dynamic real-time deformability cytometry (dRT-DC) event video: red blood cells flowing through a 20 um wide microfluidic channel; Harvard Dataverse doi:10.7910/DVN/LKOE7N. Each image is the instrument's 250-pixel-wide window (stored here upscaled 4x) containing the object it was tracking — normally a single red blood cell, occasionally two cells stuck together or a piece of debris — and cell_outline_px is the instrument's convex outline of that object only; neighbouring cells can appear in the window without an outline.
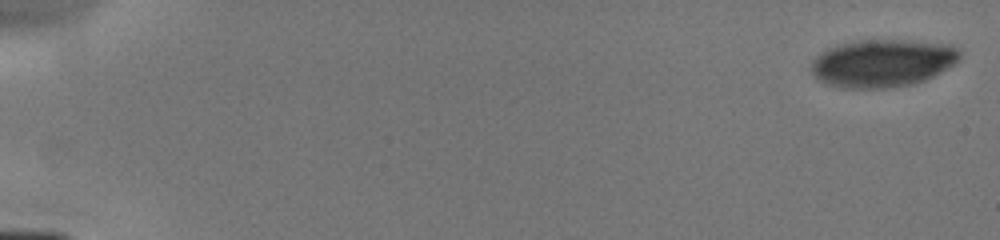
{"species": "human", "species_latin": "Homo sapiens", "temperature_condition": "cold", "stored_images_in_passage": 1, "camera_frame_rate_fps": 3000, "um_per_image_px": 0.085, "donor": {"sex": "male"}, "frame": {"image": 1, "passage_image": 1, "time_ms": 0.0, "image_size_px": [1000, 240], "cell_outline_px": [[960, 60], [956, 64], [924, 80], [912, 84], [888, 88], [836, 88], [820, 80], [812, 72], [812, 60], [820, 52], [836, 44], [860, 40], [912, 40], [952, 44], [960, 52]], "centroid_in_image_um": [75.03, 5.35], "position_along_channel_um": 10.0, "area_um2": 41.62}}